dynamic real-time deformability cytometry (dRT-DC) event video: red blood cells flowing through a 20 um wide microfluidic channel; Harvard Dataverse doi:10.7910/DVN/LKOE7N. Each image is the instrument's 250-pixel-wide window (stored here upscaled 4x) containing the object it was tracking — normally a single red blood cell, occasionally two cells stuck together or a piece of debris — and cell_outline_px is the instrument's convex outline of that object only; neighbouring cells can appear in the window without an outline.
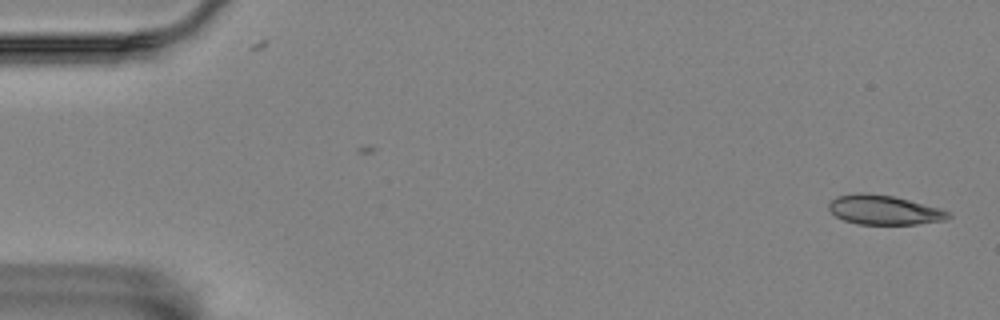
{"species": "Egyptian fruit bat (a non-hibernating species)", "species_latin": "Rousettus aegyptiacus", "temperature_condition": "room temperature", "stored_images_in_passage": 4, "camera_frame_rate_fps": 3000, "um_per_image_px": 0.085, "animal": {"sex": "female"}, "frame": {"image": 1, "passage_image": 1, "time_ms": 0.0, "image_size_px": [1000, 320], "cell_outline_px": [[952, 216], [944, 220], [916, 224], [856, 224], [844, 220], [836, 216], [828, 208], [828, 204], [836, 196], [860, 192], [892, 196], [940, 208], [952, 212]], "centroid_in_image_um": [75.15, 17.85], "position_along_channel_um": 9.9, "area_um2": 20.4}}